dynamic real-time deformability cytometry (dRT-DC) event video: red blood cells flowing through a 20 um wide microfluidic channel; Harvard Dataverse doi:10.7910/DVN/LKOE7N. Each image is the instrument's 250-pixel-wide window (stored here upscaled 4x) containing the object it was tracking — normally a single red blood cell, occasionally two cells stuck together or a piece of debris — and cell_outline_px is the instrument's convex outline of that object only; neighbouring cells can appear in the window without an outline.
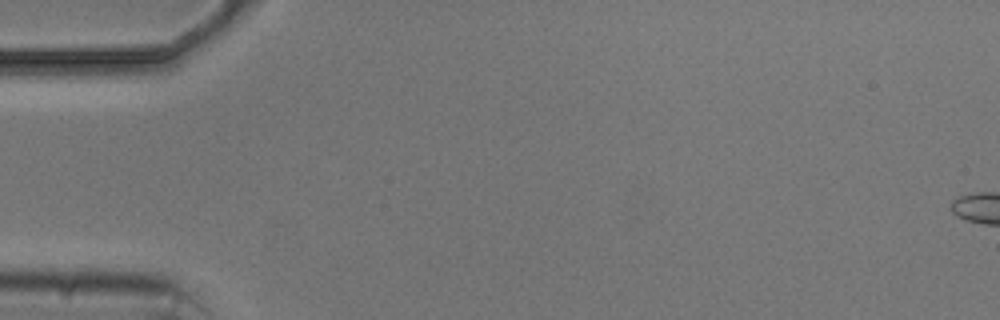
{"species": "common noctule bat (a hibernating species)", "species_latin": "Nyctalus noctula", "temperature_condition": "cold", "stored_images_in_passage": 2, "camera_frame_rate_fps": 3000, "um_per_image_px": 0.085, "animal": {"sex": "male", "body_mass_g": 20.5, "forearm_length_mm": 52.5}, "frame": {"image": 1, "passage_image": 1, "time_ms": 0.0, "image_size_px": [1000, 320], "cell_outline_px": [[160, 60], [88, 80], [84, 80], [80, 60], [80, 56], [84, 52], [148, 52], [156, 56]], "centroid_in_image_um": [9.54, 5.31], "position_along_channel_um": 75.5, "area_um2": 10.35}}